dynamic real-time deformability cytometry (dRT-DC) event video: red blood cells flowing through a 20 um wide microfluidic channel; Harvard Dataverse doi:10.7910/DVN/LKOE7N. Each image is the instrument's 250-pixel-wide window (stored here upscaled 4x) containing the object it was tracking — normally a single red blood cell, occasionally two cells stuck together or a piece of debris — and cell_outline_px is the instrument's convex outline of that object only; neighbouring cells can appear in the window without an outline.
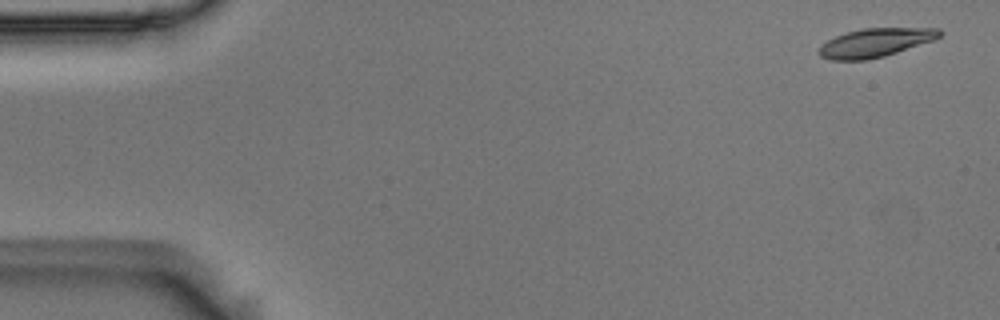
{"species": "Egyptian fruit bat (a non-hibernating species)", "species_latin": "Rousettus aegyptiacus", "temperature_condition": "room temperature", "stored_images_in_passage": 5, "camera_frame_rate_fps": 3000, "um_per_image_px": 0.085, "animal": {"sex": "male"}, "frame": {"image": 1, "passage_image": 1, "time_ms": 0.0, "image_size_px": [1000, 320], "cell_outline_px": [[944, 32], [936, 40], [884, 56], [868, 60], [832, 60], [820, 56], [816, 52], [820, 44], [836, 36], [848, 32], [864, 28], [940, 28]], "centroid_in_image_um": [74.42, 3.63], "position_along_channel_um": 10.6, "area_um2": 20.35}}
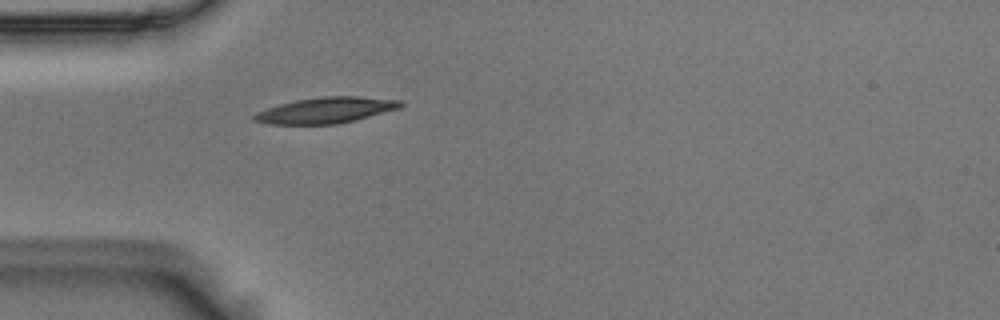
{"frame": {"image": 2, "passage_image": 5, "time_ms": 1.333, "image_size_px": [1000, 320], "cell_outline_px": [[404, 104], [400, 108], [356, 120], [336, 124], [268, 124], [252, 120], [252, 116], [256, 112], [280, 104], [296, 100], [320, 96], [360, 96], [404, 100]], "centroid_in_image_um": [27.74, 9.36], "position_along_channel_um": 57.3, "area_um2": 22.25}}